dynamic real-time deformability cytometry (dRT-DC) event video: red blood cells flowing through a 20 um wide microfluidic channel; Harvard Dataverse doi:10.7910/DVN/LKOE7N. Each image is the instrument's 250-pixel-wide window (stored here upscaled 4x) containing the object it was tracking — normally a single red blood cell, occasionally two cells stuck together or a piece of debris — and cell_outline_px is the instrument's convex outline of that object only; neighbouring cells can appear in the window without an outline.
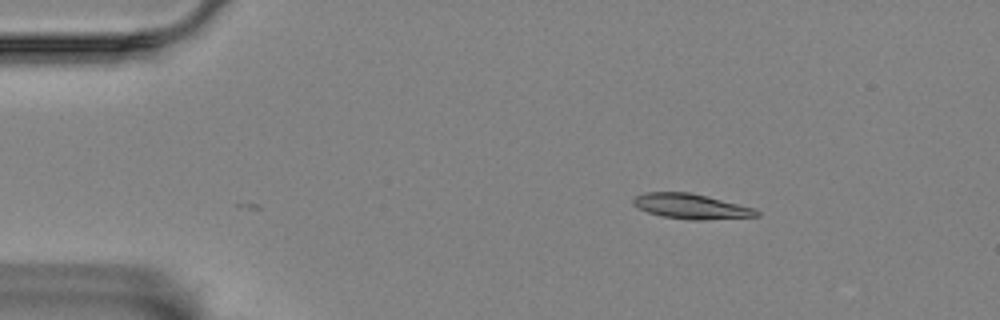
{"species": "Egyptian fruit bat (a non-hibernating species)", "species_latin": "Rousettus aegyptiacus", "temperature_condition": "room temperature", "stored_images_in_passage": 4, "camera_frame_rate_fps": 3000, "um_per_image_px": 0.085, "animal": {"sex": "female"}, "frame": {"image": 1, "passage_image": 4, "time_ms": 1.0, "image_size_px": [1000, 320], "cell_outline_px": [[760, 216], [704, 220], [692, 220], [660, 216], [648, 212], [632, 204], [632, 200], [636, 196], [644, 192], [688, 192], [752, 208], [760, 212]], "centroid_in_image_um": [58.69, 17.55], "position_along_channel_um": 26.3, "area_um2": 17.69}}